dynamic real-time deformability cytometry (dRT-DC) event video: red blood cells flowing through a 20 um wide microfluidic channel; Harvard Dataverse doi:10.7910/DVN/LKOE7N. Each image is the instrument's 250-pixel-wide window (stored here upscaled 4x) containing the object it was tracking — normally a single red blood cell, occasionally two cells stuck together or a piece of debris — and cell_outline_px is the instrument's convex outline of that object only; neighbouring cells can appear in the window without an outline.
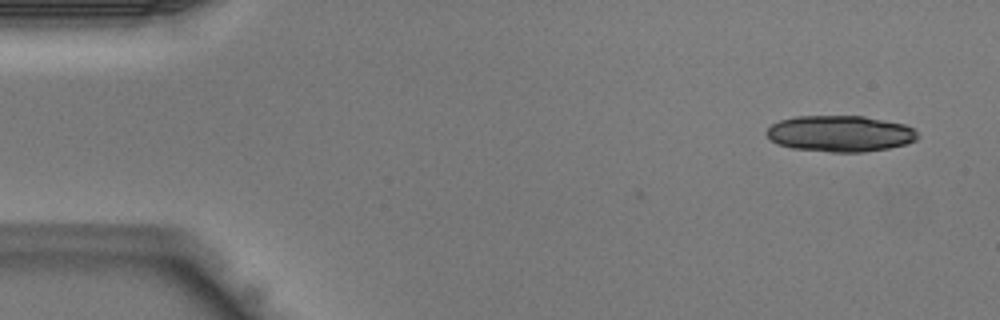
{"species": "Egyptian fruit bat (a non-hibernating species)", "species_latin": "Rousettus aegyptiacus", "temperature_condition": "warm", "stored_images_in_passage": 35, "segment_of_instrument_passage": [1, 2], "camera_frame_rate_fps": 3000, "um_per_image_px": 0.085, "animal": {"sex": "male"}, "frame": {"image": 1, "passage_image": 1, "time_ms": 0.0, "image_size_px": [1000, 320], "cell_outline_px": [[920, 136], [916, 140], [904, 144], [888, 148], [864, 152], [832, 152], [792, 148], [776, 144], [764, 132], [772, 124], [780, 120], [796, 116], [864, 116], [904, 124], [912, 128]], "centroid_in_image_um": [71.39, 11.36], "position_along_channel_um": 13.6, "area_um2": 31.85}}